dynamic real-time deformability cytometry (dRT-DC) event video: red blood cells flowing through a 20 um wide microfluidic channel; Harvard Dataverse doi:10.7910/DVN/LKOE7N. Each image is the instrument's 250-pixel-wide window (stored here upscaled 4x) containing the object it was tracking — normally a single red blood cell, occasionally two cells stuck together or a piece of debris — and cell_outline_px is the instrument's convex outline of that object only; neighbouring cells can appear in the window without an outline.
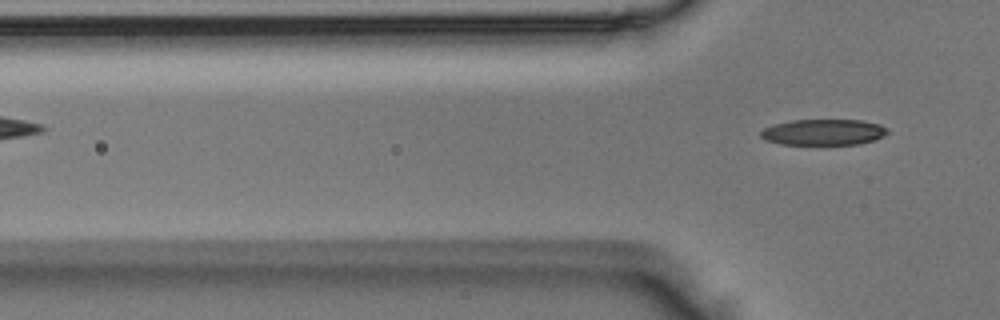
{"species": "Egyptian fruit bat (a non-hibernating species)", "species_latin": "Rousettus aegyptiacus", "temperature_condition": "room temperature", "stored_images_in_passage": 4, "camera_frame_rate_fps": 3000, "um_per_image_px": 0.085, "animal": {"sex": "male"}, "frame": {"image": 1, "passage_image": 4, "time_ms": 1.0, "image_size_px": [1000, 320], "cell_outline_px": [[888, 132], [884, 136], [860, 144], [780, 144], [764, 140], [760, 136], [760, 132], [764, 128], [776, 124], [792, 120], [860, 120], [880, 124], [888, 128]], "centroid_in_image_um": [70.0, 11.23], "position_along_channel_um": 55.8, "area_um2": 19.13}}